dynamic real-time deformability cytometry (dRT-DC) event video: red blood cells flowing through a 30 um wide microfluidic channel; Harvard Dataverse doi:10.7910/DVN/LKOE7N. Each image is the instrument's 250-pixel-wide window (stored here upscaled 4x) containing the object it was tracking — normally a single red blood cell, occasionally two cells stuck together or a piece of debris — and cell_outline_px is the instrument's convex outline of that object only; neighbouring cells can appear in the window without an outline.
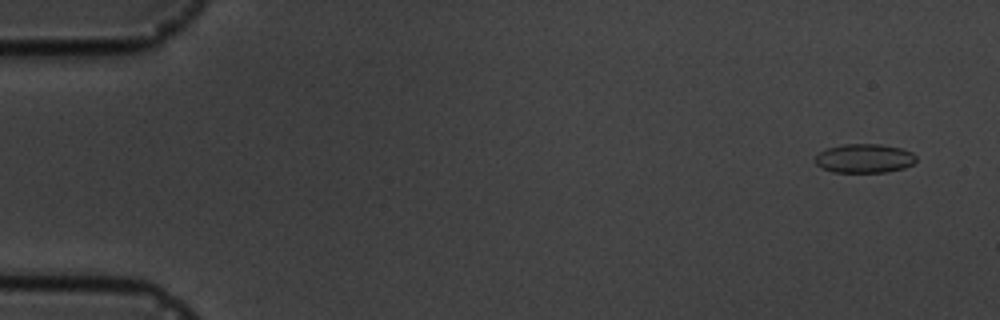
{"species": "common noctule bat (a hibernating species)", "species_latin": "Nyctalus noctula", "temperature_condition": "cold", "stored_images_in_passage": 6, "camera_frame_rate_fps": 3000, "um_per_image_px": 0.085, "animal": {"sex": "male", "body_mass_g": 19.5, "forearm_length_mm": 54.6}, "frame": {"image": 1, "passage_image": 1, "time_ms": 0.0, "image_size_px": [1000, 320], "cell_outline_px": [[916, 160], [912, 164], [904, 168], [888, 172], [832, 172], [820, 168], [816, 164], [816, 156], [820, 152], [828, 148], [844, 144], [880, 144], [900, 148], [912, 152], [916, 156]], "centroid_in_image_um": [73.47, 13.47], "position_along_channel_um": 11.5, "area_um2": 17.05}}
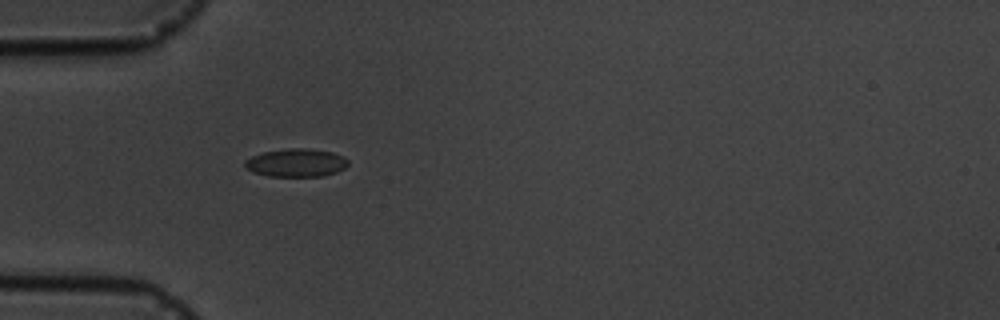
{"frame": {"image": 2, "passage_image": 5, "time_ms": 4.667, "image_size_px": [1000, 320], "cell_outline_px": [[348, 164], [344, 168], [336, 172], [324, 176], [268, 176], [252, 172], [244, 164], [244, 160], [252, 156], [264, 152], [288, 148], [308, 148], [332, 152], [344, 156], [348, 160]], "centroid_in_image_um": [25.19, 13.83], "position_along_channel_um": 59.8, "area_um2": 16.94}}
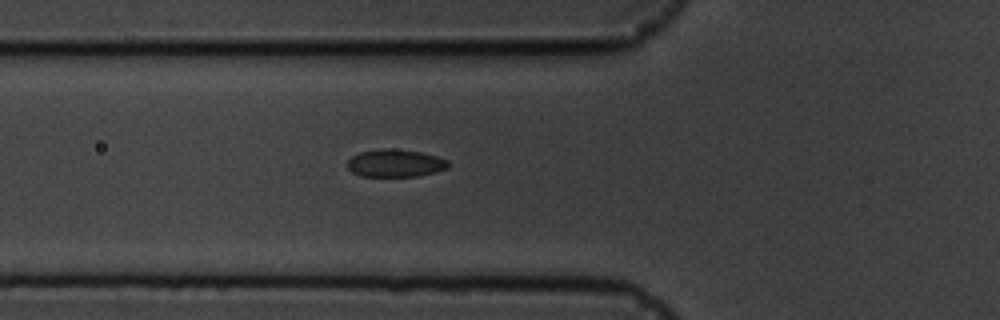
{"frame": {"image": 3, "passage_image": 6, "time_ms": 5.667, "image_size_px": [1000, 320], "cell_outline_px": [[452, 164], [448, 168], [436, 172], [420, 176], [360, 176], [352, 172], [348, 168], [348, 160], [352, 156], [360, 152], [380, 148], [392, 148], [420, 152], [436, 156], [448, 160]], "centroid_in_image_um": [33.63, 13.87], "position_along_channel_um": 92.2, "area_um2": 16.42}}